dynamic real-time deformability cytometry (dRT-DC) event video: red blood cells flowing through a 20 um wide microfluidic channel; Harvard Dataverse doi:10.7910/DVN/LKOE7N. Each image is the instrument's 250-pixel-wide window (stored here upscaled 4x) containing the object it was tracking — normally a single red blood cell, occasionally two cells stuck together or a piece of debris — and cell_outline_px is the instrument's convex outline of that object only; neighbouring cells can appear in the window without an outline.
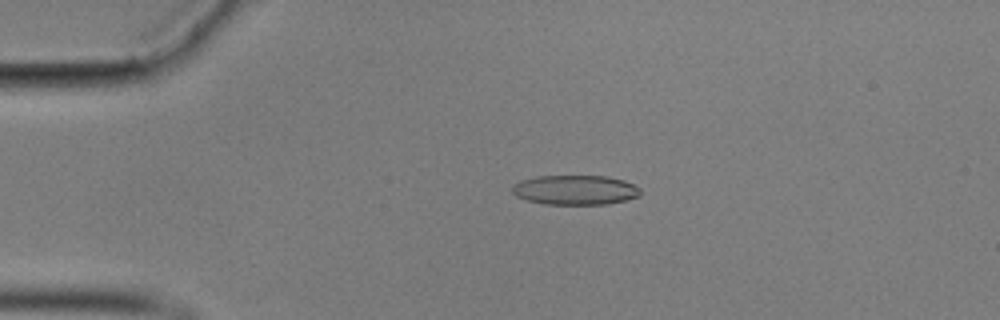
{"species": "common noctule bat (a hibernating species)", "species_latin": "Nyctalus noctula", "temperature_condition": "cold", "stored_images_in_passage": 49, "camera_frame_rate_fps": 3000, "um_per_image_px": 0.085, "animal": {"sex": "male", "body_mass_g": 17.9}, "frame": {"image": 1, "passage_image": 5, "time_ms": 1.333, "image_size_px": [1000, 320], "cell_outline_px": [[640, 196], [608, 204], [544, 204], [528, 200], [516, 196], [512, 192], [512, 184], [520, 180], [536, 176], [608, 176], [624, 180], [640, 188]], "centroid_in_image_um": [48.87, 16.14], "position_along_channel_um": 36.1, "area_um2": 22.2}}
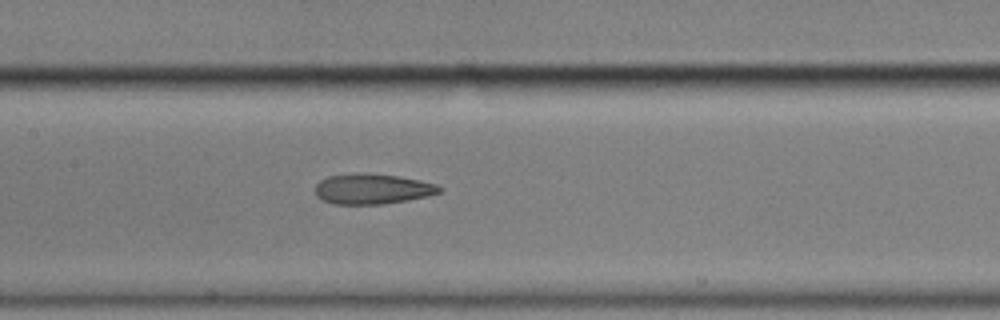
{"frame": {"image": 2, "passage_image": 20, "time_ms": 6.333, "image_size_px": [1000, 320], "cell_outline_px": [[444, 188], [440, 192], [428, 196], [384, 204], [332, 204], [316, 196], [316, 184], [320, 180], [328, 176], [396, 176], [420, 180], [436, 184]], "centroid_in_image_um": [31.69, 16.11], "position_along_channel_um": 175.7, "area_um2": 20.98}}
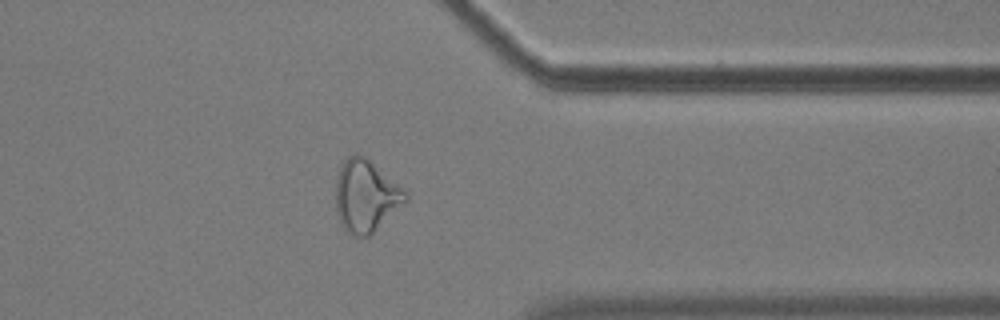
{"frame": {"image": 3, "passage_image": 38, "time_ms": 12.333, "image_size_px": [1000, 320], "cell_outline_px": [[408, 200], [368, 236], [352, 236], [344, 228], [336, 212], [336, 176], [344, 160], [352, 152], [356, 152], [364, 156], [408, 192]], "centroid_in_image_um": [31.08, 16.63], "position_along_channel_um": 380.3, "area_um2": 29.07}, "authors_computed_cell_mechanics": {"area_um2": 23.698, "velocity_mm_per_s": 3.5311, "shape_relaxation_time_tau1_ms": null, "shape_relaxation_time_tau2_ms": 3.2475, "deformation_change_tau1": null, "deformation_change_tau2": 0.1032}}